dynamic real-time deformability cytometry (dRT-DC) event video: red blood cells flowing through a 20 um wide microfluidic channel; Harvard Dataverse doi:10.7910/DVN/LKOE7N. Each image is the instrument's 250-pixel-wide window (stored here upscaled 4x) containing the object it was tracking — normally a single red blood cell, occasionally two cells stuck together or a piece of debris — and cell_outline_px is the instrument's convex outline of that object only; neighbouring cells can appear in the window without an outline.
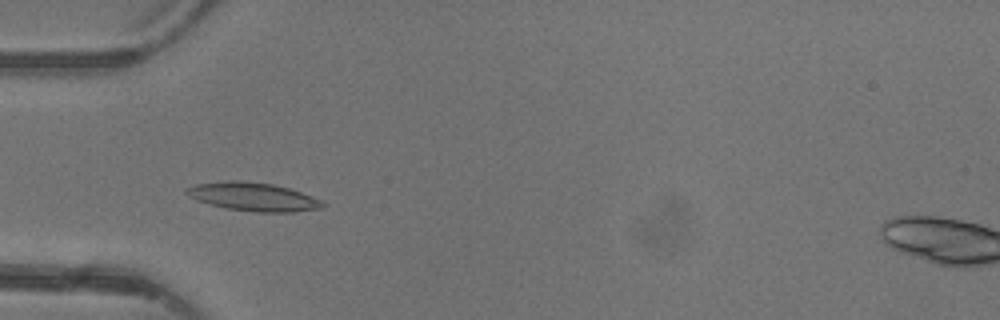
{"species": "common noctule bat (a hibernating species)", "species_latin": "Nyctalus noctula", "temperature_condition": "warm", "stored_images_in_passage": 3, "camera_frame_rate_fps": 3000, "um_per_image_px": 0.085, "animal": {"sex": "female"}, "frame": {"image": 1, "passage_image": 3, "time_ms": 2.333, "image_size_px": [1000, 320], "cell_outline_px": [[324, 208], [296, 212], [256, 212], [224, 208], [208, 204], [196, 200], [184, 192], [188, 188], [196, 184], [228, 180], [244, 180], [272, 184], [288, 188], [312, 196], [320, 200], [324, 204]], "centroid_in_image_um": [21.52, 16.73], "position_along_channel_um": 63.5, "area_um2": 22.6}}